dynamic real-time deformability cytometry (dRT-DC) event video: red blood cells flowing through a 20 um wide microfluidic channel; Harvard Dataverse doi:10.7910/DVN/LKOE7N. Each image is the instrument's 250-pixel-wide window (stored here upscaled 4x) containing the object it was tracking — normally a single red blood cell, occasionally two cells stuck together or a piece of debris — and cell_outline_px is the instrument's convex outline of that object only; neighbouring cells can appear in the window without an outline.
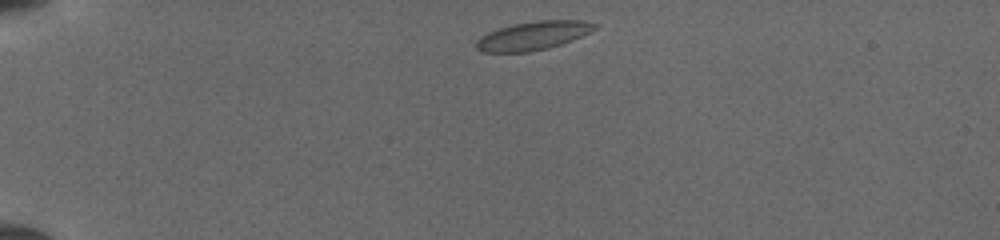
{"species": "common noctule bat (a hibernating species)", "species_latin": "Nyctalus noctula", "temperature_condition": "cold", "stored_images_in_passage": 39, "camera_frame_rate_fps": 3000, "um_per_image_px": 0.085, "animal": {"sex": "female", "body_mass_g": 19.5, "forearm_length_mm": 54.1}, "frame": {"image": 1, "passage_image": 1, "time_ms": 0.0, "image_size_px": [1000, 240], "cell_outline_px": [[596, 28], [572, 40], [548, 48], [528, 52], [480, 52], [476, 48], [476, 40], [480, 36], [488, 32], [512, 24], [540, 20], [584, 20], [596, 24]], "centroid_in_image_um": [45.27, 3.03], "position_along_channel_um": 39.7, "area_um2": 19.59}}
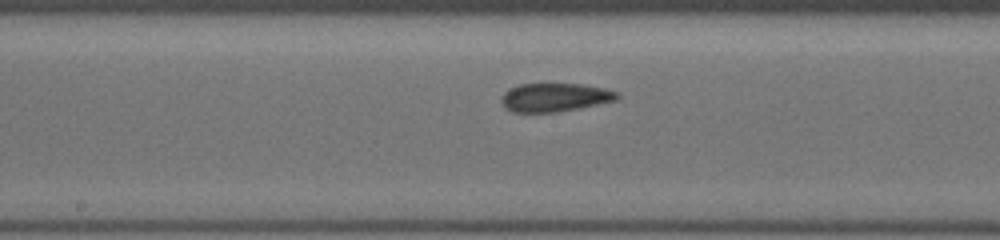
{"frame": {"image": 2, "passage_image": 17, "time_ms": 5.333, "image_size_px": [1000, 240], "cell_outline_px": [[620, 96], [616, 100], [580, 108], [556, 112], [512, 112], [504, 108], [500, 104], [500, 96], [508, 88], [520, 84], [580, 84], [604, 88], [620, 92]], "centroid_in_image_um": [47.11, 8.28], "position_along_channel_um": 201.1, "area_um2": 19.48}}
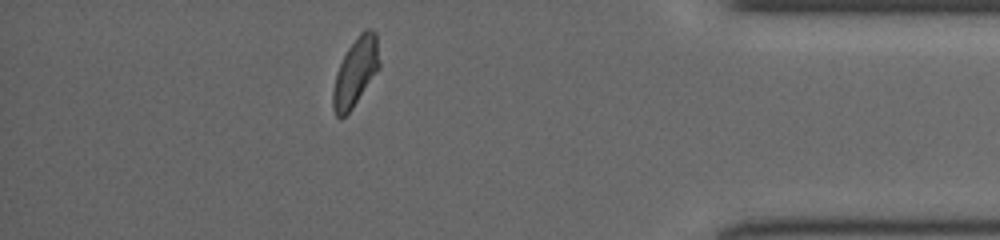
{"frame": {"image": 3, "passage_image": 34, "time_ms": 11.0, "image_size_px": [1000, 240], "cell_outline_px": [[380, 68], [352, 108], [340, 120], [336, 116], [332, 108], [332, 92], [336, 72], [348, 48], [360, 32], [364, 28], [372, 28], [376, 32], [380, 64]], "centroid_in_image_um": [30.22, 6.11], "position_along_channel_um": 405.0, "area_um2": 18.55}}